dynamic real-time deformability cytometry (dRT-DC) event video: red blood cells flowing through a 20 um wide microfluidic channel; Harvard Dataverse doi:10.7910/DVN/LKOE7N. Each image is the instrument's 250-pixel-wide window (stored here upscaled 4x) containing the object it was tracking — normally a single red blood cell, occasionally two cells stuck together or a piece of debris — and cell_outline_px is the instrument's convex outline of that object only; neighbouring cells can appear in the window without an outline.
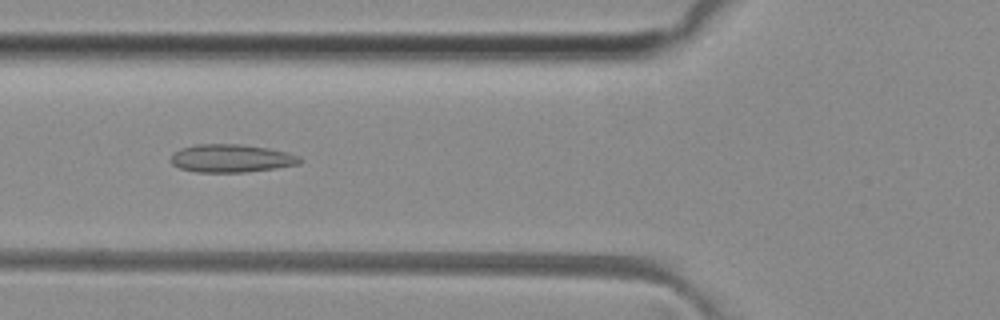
{"species": "common noctule bat (a hibernating species)", "species_latin": "Nyctalus noctula", "temperature_condition": "room temperature", "stored_images_in_passage": 47, "camera_frame_rate_fps": 3000, "um_per_image_px": 0.085, "animal": {"sex": "female", "body_mass_g": 29.2, "forearm_length_mm": 56.3}, "frame": {"image": 1, "passage_image": 19, "time_ms": 6.0, "image_size_px": [1000, 320], "cell_outline_px": [[304, 160], [300, 164], [276, 168], [244, 172], [196, 172], [180, 168], [172, 164], [172, 152], [180, 148], [196, 144], [240, 144], [268, 148], [288, 152], [300, 156]], "centroid_in_image_um": [19.69, 13.45], "position_along_channel_um": 106.1, "area_um2": 21.21}}
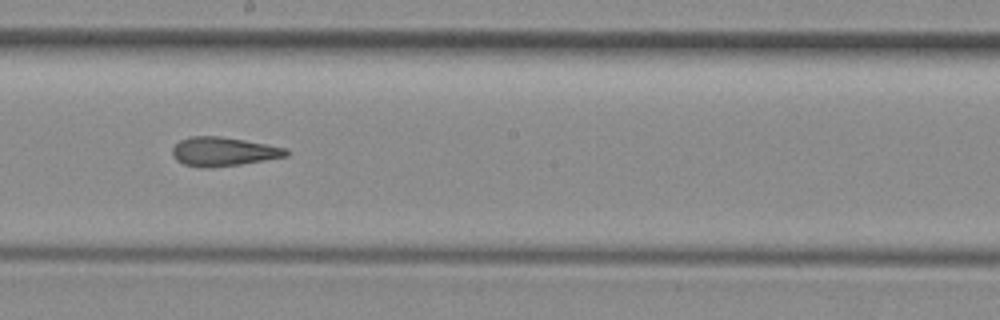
{"frame": {"image": 2, "passage_image": 28, "time_ms": 9.0, "image_size_px": [1000, 320], "cell_outline_px": [[288, 156], [240, 164], [200, 168], [184, 164], [176, 160], [172, 156], [172, 148], [180, 140], [192, 136], [220, 136], [244, 140], [284, 148], [288, 152]], "centroid_in_image_um": [18.93, 12.88], "position_along_channel_um": 229.3, "area_um2": 18.9}}
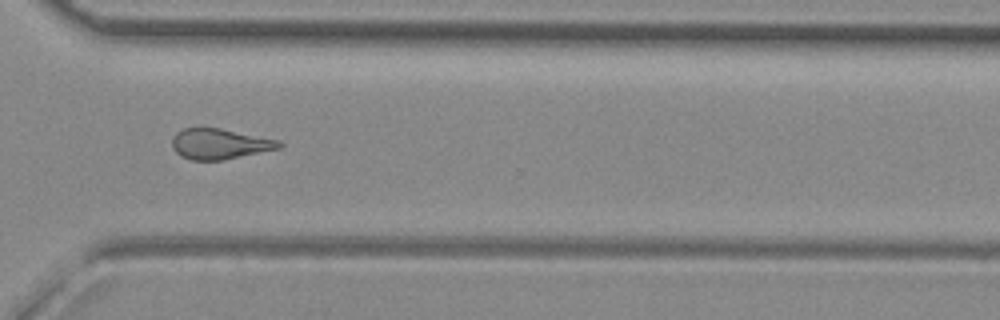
{"frame": {"image": 3, "passage_image": 37, "time_ms": 12.0, "image_size_px": [1000, 320], "cell_outline_px": [[284, 144], [280, 148], [224, 160], [192, 160], [180, 156], [172, 148], [172, 140], [176, 132], [184, 128], [220, 128], [280, 140]], "centroid_in_image_um": [18.68, 12.23], "position_along_channel_um": 351.9, "area_um2": 19.07}, "authors_computed_cell_mechanics": {"area_um2": 19.5364, "velocity_mm_per_s": 4.0906, "shape_relaxation_time_tau1_ms": null, "shape_relaxation_time_tau2_ms": 2.901, "deformation_change_tau1": null, "deformation_change_tau2": 0.1309}}